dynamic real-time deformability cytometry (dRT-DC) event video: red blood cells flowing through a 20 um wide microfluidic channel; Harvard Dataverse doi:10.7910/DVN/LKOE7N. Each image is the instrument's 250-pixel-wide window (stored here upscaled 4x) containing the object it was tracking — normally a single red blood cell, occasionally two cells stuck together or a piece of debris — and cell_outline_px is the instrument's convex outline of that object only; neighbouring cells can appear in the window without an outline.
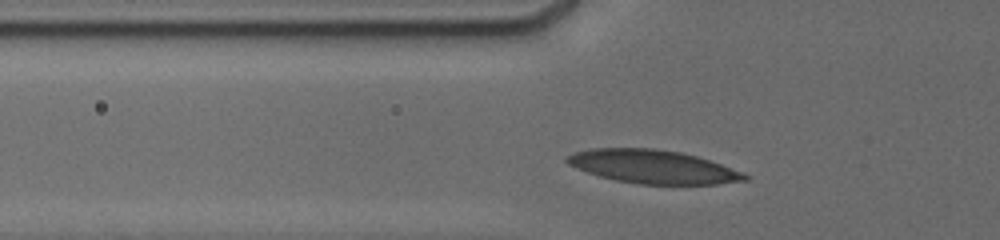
{"species": "human", "species_latin": "Homo sapiens", "temperature_condition": "cold", "stored_images_in_passage": 27, "camera_frame_rate_fps": 3000, "um_per_image_px": 0.085, "donor": {"sex": "male"}, "frame": {"image": 1, "passage_image": 5, "time_ms": 1.667, "image_size_px": [1000, 240], "cell_outline_px": [[748, 180], [716, 184], [640, 184], [616, 180], [600, 176], [576, 168], [568, 164], [564, 160], [568, 156], [576, 152], [592, 148], [652, 148], [680, 152], [696, 156], [744, 172], [748, 176]], "centroid_in_image_um": [55.5, 14.17], "position_along_channel_um": 70.3, "area_um2": 34.33}}
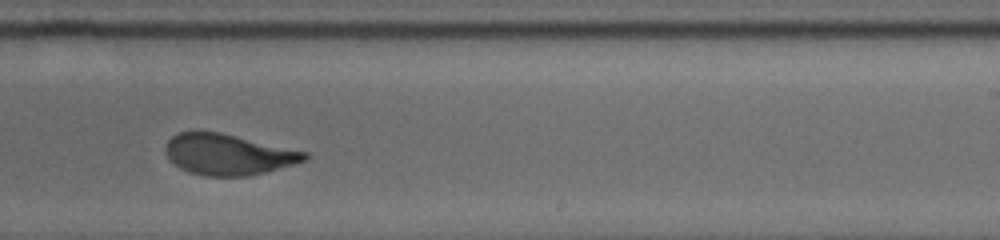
{"frame": {"image": 2, "passage_image": 18, "time_ms": 7.0, "image_size_px": [1000, 240], "cell_outline_px": [[308, 160], [264, 172], [248, 176], [204, 176], [188, 172], [180, 168], [168, 156], [164, 148], [168, 140], [172, 136], [180, 132], [196, 128], [220, 132], [308, 152]], "centroid_in_image_um": [19.36, 13.1], "position_along_channel_um": 269.6, "area_um2": 33.47}}
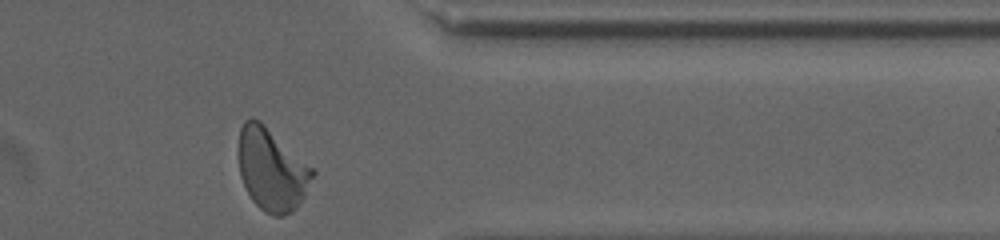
{"frame": {"image": 3, "passage_image": 27, "time_ms": 10.333, "image_size_px": [1000, 240], "cell_outline_px": [[316, 172], [304, 196], [296, 208], [292, 212], [284, 216], [276, 216], [264, 212], [252, 200], [240, 176], [236, 152], [240, 128], [244, 120], [252, 116], [260, 120], [312, 168]], "centroid_in_image_um": [23.05, 14.39], "position_along_channel_um": 388.4, "area_um2": 35.72}, "authors_computed_cell_mechanics": {"area_um2": 33.7552, "velocity_mm_per_s": 3.7832, "shape_relaxation_time_tau1_ms": 4.9809, "shape_relaxation_time_tau2_ms": null, "deformation_change_tau1": 0.1821, "deformation_change_tau2": null}}